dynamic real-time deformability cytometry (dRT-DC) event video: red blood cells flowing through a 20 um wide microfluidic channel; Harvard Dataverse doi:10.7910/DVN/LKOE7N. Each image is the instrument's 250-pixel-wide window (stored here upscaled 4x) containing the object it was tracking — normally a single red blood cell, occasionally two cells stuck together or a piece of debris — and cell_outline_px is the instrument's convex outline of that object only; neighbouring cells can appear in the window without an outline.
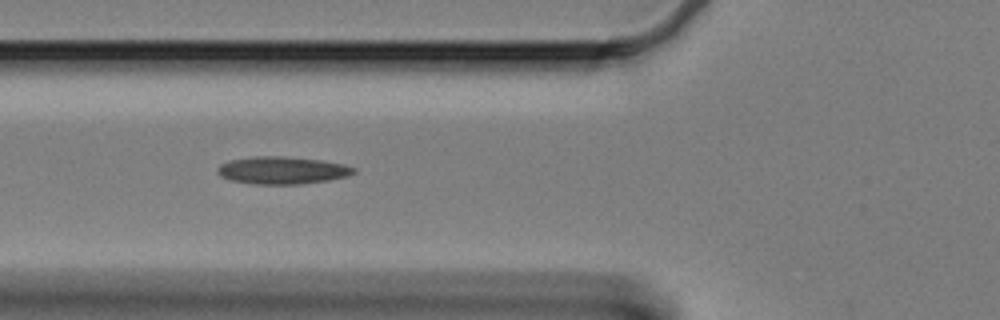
{"species": "Egyptian fruit bat (a non-hibernating species)", "species_latin": "Rousettus aegyptiacus", "temperature_condition": "cold", "stored_images_in_passage": 20, "camera_frame_rate_fps": 3000, "um_per_image_px": 0.085, "animal": {"sex": "female"}, "frame": {"image": 1, "passage_image": 9, "time_ms": 2.667, "image_size_px": [1000, 320], "cell_outline_px": [[356, 172], [348, 176], [328, 180], [300, 184], [252, 184], [228, 180], [220, 176], [216, 172], [216, 168], [220, 164], [232, 160], [256, 156], [280, 156], [320, 160], [344, 164], [356, 168]], "centroid_in_image_um": [23.96, 14.48], "position_along_channel_um": 101.8, "area_um2": 21.85}}
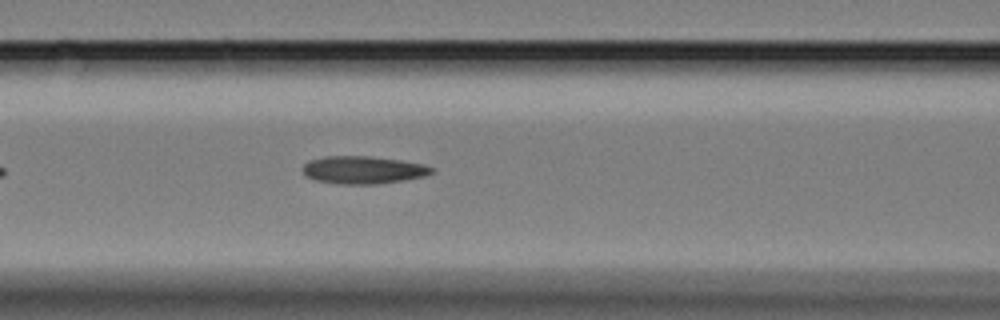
{"frame": {"image": 2, "passage_image": 12, "time_ms": 3.667, "image_size_px": [1000, 320], "cell_outline_px": [[432, 172], [424, 176], [404, 180], [376, 184], [340, 184], [316, 180], [304, 176], [300, 168], [308, 160], [324, 156], [368, 156], [400, 160], [424, 164], [432, 168]], "centroid_in_image_um": [30.79, 14.44], "position_along_channel_um": 135.8, "area_um2": 20.87}}
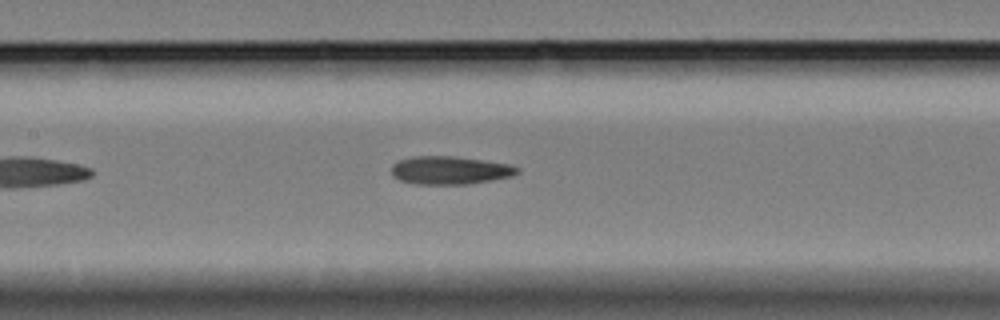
{"frame": {"image": 3, "passage_image": 15, "time_ms": 4.667, "image_size_px": [1000, 320], "cell_outline_px": [[520, 172], [512, 176], [464, 184], [416, 184], [400, 180], [392, 176], [392, 164], [400, 160], [412, 156], [452, 156], [508, 164], [520, 168]], "centroid_in_image_um": [38.21, 14.47], "position_along_channel_um": 169.2, "area_um2": 20.35}}